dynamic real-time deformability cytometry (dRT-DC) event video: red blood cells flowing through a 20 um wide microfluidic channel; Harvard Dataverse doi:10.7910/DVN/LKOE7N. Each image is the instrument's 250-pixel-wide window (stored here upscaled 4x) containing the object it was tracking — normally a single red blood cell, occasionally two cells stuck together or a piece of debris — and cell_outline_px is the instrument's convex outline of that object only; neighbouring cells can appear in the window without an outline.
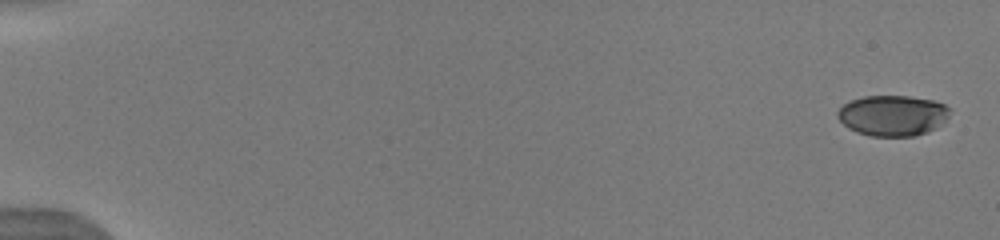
{"species": "human", "species_latin": "Homo sapiens", "temperature_condition": "warm", "stored_images_in_passage": 34, "camera_frame_rate_fps": 3000, "um_per_image_px": 0.085, "donor": {"sex": "male"}, "frame": {"image": 1, "passage_image": 1, "time_ms": 0.0, "image_size_px": [1000, 240], "cell_outline_px": [[952, 108], [948, 116], [936, 128], [928, 132], [912, 136], [872, 136], [856, 132], [848, 128], [836, 116], [836, 112], [844, 104], [852, 100], [864, 96], [908, 96], [932, 100], [944, 104]], "centroid_in_image_um": [75.87, 9.82], "position_along_channel_um": 9.1, "area_um2": 26.59}}
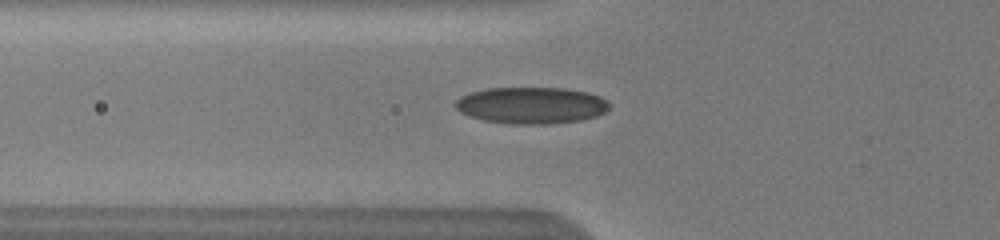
{"frame": {"image": 2, "passage_image": 8, "time_ms": 6.333, "image_size_px": [1000, 240], "cell_outline_px": [[608, 108], [604, 112], [596, 116], [584, 120], [548, 124], [512, 124], [484, 120], [468, 116], [460, 112], [456, 108], [456, 100], [460, 96], [472, 92], [488, 88], [564, 88], [588, 92], [600, 96], [608, 100]], "centroid_in_image_um": [45.17, 8.96], "position_along_channel_um": 80.6, "area_um2": 32.95}}
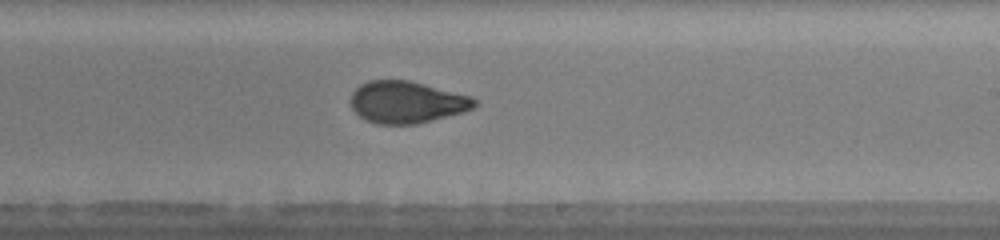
{"frame": {"image": 3, "passage_image": 18, "time_ms": 10.667, "image_size_px": [1000, 240], "cell_outline_px": [[476, 104], [472, 108], [464, 112], [416, 124], [376, 124], [360, 116], [352, 108], [352, 92], [360, 84], [368, 80], [408, 80], [472, 96], [476, 100]], "centroid_in_image_um": [34.58, 8.68], "position_along_channel_um": 254.4, "area_um2": 30.06}, "authors_computed_cell_mechanics": {"area_um2": 30.056, "velocity_mm_per_s": 3.9967, "shape_relaxation_time_tau1_ms": 5.5716, "shape_relaxation_time_tau2_ms": 1.0625, "deformation_change_tau1": 0.1844, "deformation_change_tau2": 0.0703}}